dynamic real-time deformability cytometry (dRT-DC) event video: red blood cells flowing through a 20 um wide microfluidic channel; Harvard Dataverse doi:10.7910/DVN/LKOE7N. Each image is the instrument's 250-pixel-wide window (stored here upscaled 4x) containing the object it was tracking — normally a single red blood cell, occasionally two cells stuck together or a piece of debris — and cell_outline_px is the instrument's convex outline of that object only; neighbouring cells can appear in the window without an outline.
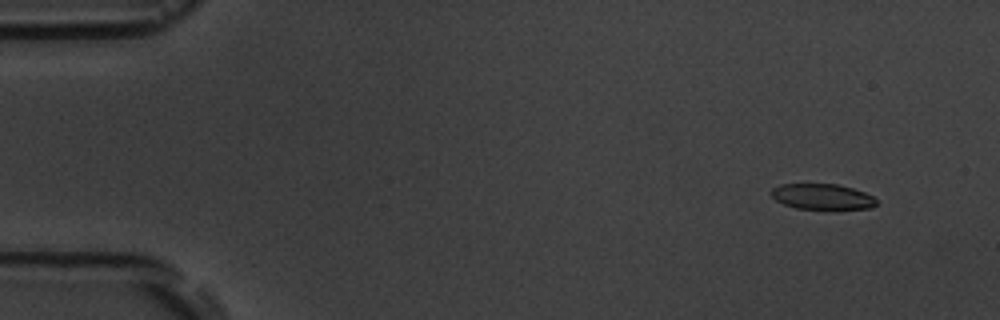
{"species": "common noctule bat (a hibernating species)", "species_latin": "Nyctalus noctula", "temperature_condition": "room temperature", "stored_images_in_passage": 6, "camera_frame_rate_fps": 3000, "um_per_image_px": 0.085, "animal": {"sex": "male", "body_mass_g": 19.5, "forearm_length_mm": 54.6}, "frame": {"image": 1, "passage_image": 2, "time_ms": 1.0, "image_size_px": [1000, 320], "cell_outline_px": [[876, 204], [872, 208], [796, 208], [784, 204], [776, 200], [768, 192], [772, 188], [780, 184], [836, 184], [852, 188], [864, 192], [872, 196], [876, 200]], "centroid_in_image_um": [69.84, 16.69], "position_along_channel_um": 15.2, "area_um2": 15.43}}
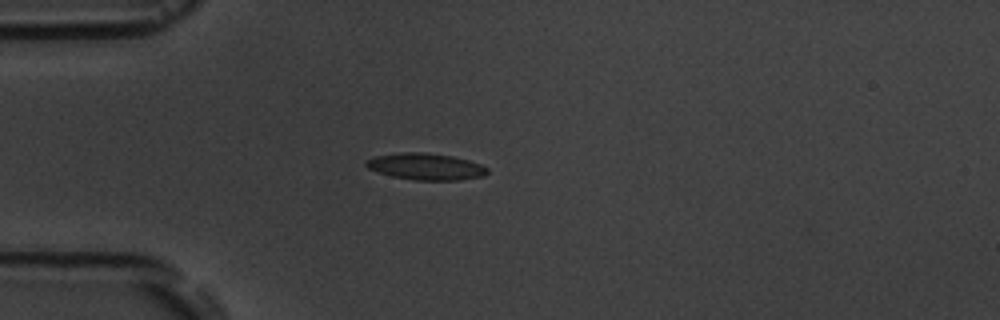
{"frame": {"image": 2, "passage_image": 5, "time_ms": 4.667, "image_size_px": [1000, 320], "cell_outline_px": [[488, 172], [484, 176], [460, 180], [416, 180], [392, 176], [368, 168], [364, 164], [364, 160], [376, 156], [400, 152], [424, 152], [452, 156], [468, 160], [480, 164], [488, 168]], "centroid_in_image_um": [36.19, 14.15], "position_along_channel_um": 48.8, "area_um2": 18.79}}